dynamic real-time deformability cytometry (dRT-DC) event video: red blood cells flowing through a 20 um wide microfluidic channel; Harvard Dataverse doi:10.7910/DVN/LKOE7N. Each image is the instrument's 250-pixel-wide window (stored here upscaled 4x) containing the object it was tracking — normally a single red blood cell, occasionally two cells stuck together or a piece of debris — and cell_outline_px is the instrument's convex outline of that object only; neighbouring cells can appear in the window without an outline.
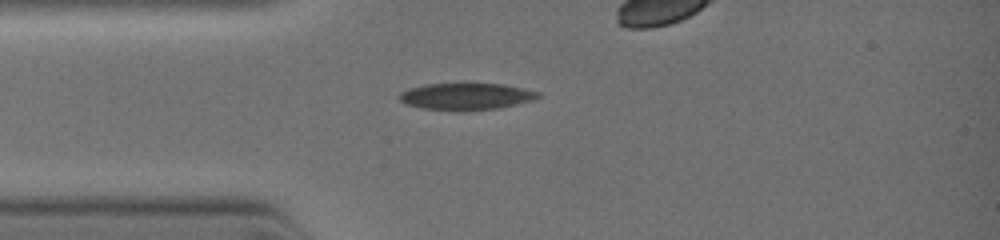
{"species": "common noctule bat (a hibernating species)", "species_latin": "Nyctalus noctula", "temperature_condition": "warm", "stored_images_in_passage": 11, "segment_of_instrument_passage": [1, 2], "camera_frame_rate_fps": 3000, "um_per_image_px": 0.085, "animal": {"sex": "female", "body_mass_g": 19.0, "forearm_length_mm": 51.5}, "frame": {"image": 1, "passage_image": 4, "time_ms": 2.0, "image_size_px": [1000, 240], "cell_outline_px": [[540, 96], [536, 100], [500, 108], [464, 112], [456, 112], [420, 108], [404, 104], [396, 96], [400, 92], [424, 84], [468, 80], [504, 84], [524, 88], [540, 92]], "centroid_in_image_um": [39.62, 8.17], "position_along_channel_um": 45.4, "area_um2": 23.41}}
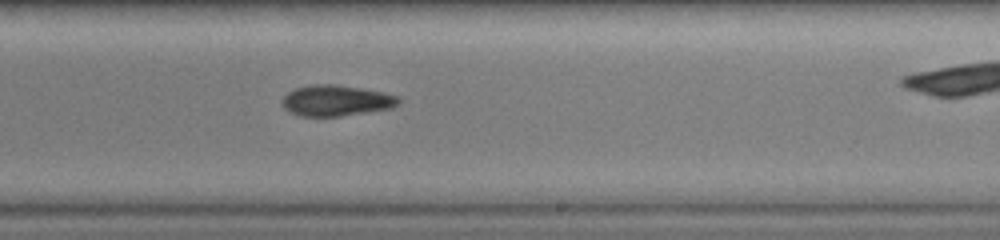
{"frame": {"image": 2, "passage_image": 10, "time_ms": 6.0, "image_size_px": [1000, 240], "cell_outline_px": [[404, 100], [400, 104], [392, 108], [368, 112], [340, 116], [300, 116], [284, 108], [284, 96], [288, 92], [296, 88], [312, 84], [332, 84], [380, 92], [400, 96]], "centroid_in_image_um": [28.64, 8.56], "position_along_channel_um": 260.4, "area_um2": 20.75}}